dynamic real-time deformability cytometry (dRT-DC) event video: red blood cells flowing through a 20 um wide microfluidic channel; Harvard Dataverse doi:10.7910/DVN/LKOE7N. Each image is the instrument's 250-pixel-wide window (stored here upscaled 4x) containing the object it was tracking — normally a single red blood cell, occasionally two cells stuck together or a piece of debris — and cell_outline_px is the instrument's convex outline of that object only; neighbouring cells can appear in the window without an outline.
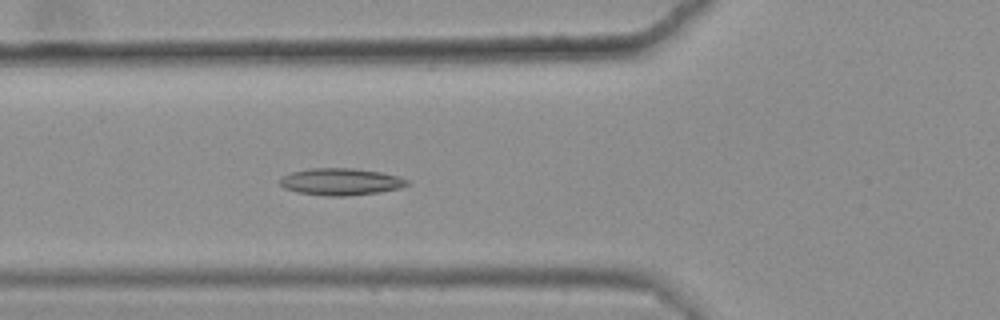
{"species": "common noctule bat (a hibernating species)", "species_latin": "Nyctalus noctula", "temperature_condition": "warm", "stored_images_in_passage": 48, "camera_frame_rate_fps": 3000, "um_per_image_px": 0.085, "animal": {"sex": "female", "body_mass_g": 25.1}, "frame": {"image": 1, "passage_image": 21, "time_ms": 6.667, "image_size_px": [1000, 320], "cell_outline_px": [[408, 184], [400, 188], [380, 192], [344, 196], [328, 196], [296, 192], [284, 188], [280, 184], [280, 180], [288, 172], [312, 168], [352, 168], [380, 172], [396, 176], [408, 180]], "centroid_in_image_um": [28.93, 15.44], "position_along_channel_um": 96.9, "area_um2": 19.88}}
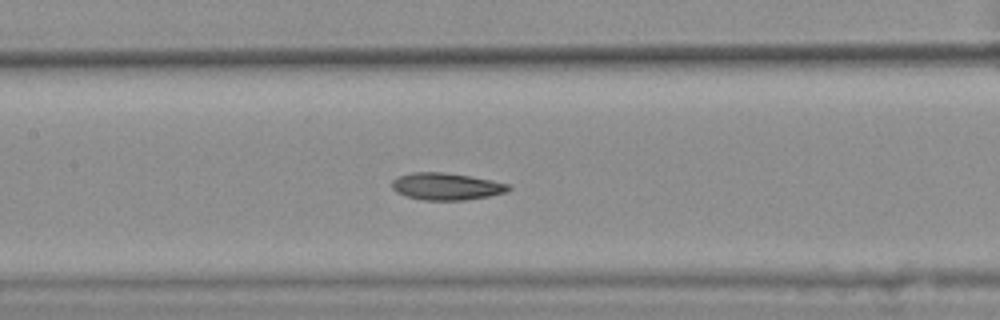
{"frame": {"image": 2, "passage_image": 27, "time_ms": 8.667, "image_size_px": [1000, 320], "cell_outline_px": [[512, 188], [504, 192], [488, 196], [464, 200], [424, 200], [404, 196], [396, 192], [392, 188], [392, 180], [400, 176], [412, 172], [444, 172], [472, 176], [512, 184]], "centroid_in_image_um": [37.95, 15.84], "position_along_channel_um": 169.5, "area_um2": 18.5}}
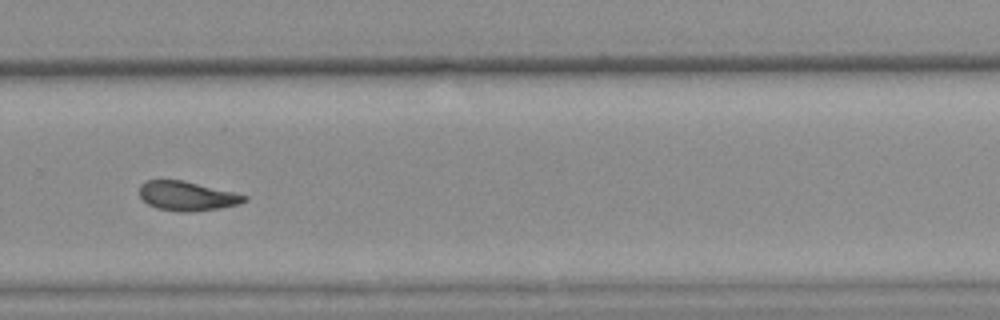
{"frame": {"image": 3, "passage_image": 39, "time_ms": 12.667, "image_size_px": [1000, 320], "cell_outline_px": [[248, 200], [240, 204], [220, 208], [192, 212], [180, 212], [156, 208], [148, 204], [140, 196], [140, 184], [144, 180], [184, 180], [248, 196]], "centroid_in_image_um": [15.9, 16.66], "position_along_channel_um": 313.9, "area_um2": 17.98}, "authors_computed_cell_mechanics": {"area_um2": 18.8139, "velocity_mm_per_s": 3.6177, "shape_relaxation_time_tau1_ms": 9.1739, "shape_relaxation_time_tau2_ms": 3.5177, "deformation_change_tau1": 0.195, "deformation_change_tau2": 0.0947}}